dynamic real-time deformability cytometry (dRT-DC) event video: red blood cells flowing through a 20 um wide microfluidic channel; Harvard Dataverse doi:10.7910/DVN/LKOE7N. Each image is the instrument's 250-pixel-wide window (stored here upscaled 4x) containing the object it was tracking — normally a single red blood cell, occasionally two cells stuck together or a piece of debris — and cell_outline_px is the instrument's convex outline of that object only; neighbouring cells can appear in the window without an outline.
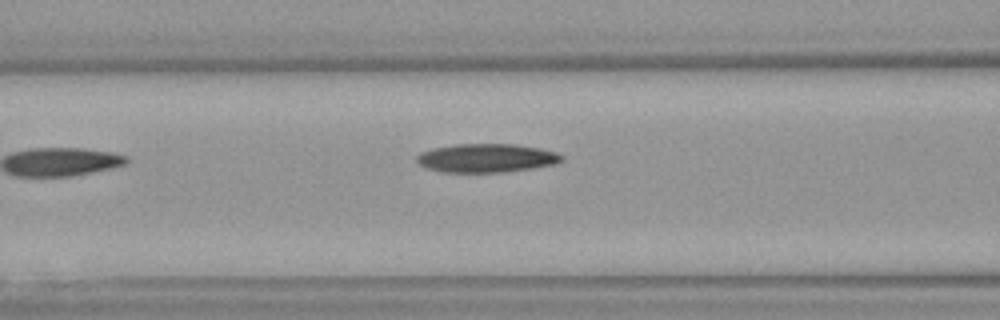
{"species": "Egyptian fruit bat (a non-hibernating species)", "species_latin": "Rousettus aegyptiacus", "temperature_condition": "warm", "stored_images_in_passage": 6, "camera_frame_rate_fps": 3000, "um_per_image_px": 0.085, "animal": {"sex": "female"}, "frame": {"image": 1, "passage_image": 6, "time_ms": 1.667, "image_size_px": [1000, 320], "cell_outline_px": [[564, 160], [556, 164], [532, 168], [504, 172], [440, 172], [428, 168], [420, 164], [416, 160], [416, 156], [420, 152], [432, 148], [456, 144], [516, 144], [540, 148], [556, 152], [564, 156]], "centroid_in_image_um": [41.36, 13.43], "position_along_channel_um": 125.2, "area_um2": 24.33}}